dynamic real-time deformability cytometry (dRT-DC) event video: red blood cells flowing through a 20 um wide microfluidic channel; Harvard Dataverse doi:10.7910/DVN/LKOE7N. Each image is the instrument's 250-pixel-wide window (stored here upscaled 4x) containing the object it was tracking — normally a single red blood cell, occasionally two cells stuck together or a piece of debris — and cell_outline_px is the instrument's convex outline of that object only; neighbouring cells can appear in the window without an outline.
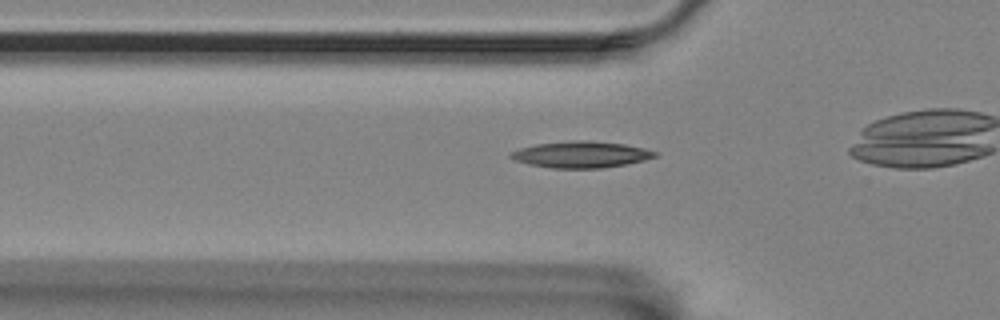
{"species": "Egyptian fruit bat (a non-hibernating species)", "species_latin": "Rousettus aegyptiacus", "temperature_condition": "room temperature", "stored_images_in_passage": 32, "camera_frame_rate_fps": 3000, "um_per_image_px": 0.085, "animal": {"sex": "female"}, "frame": {"image": 1, "passage_image": 6, "time_ms": 1.667, "image_size_px": [1000, 320], "cell_outline_px": [[660, 152], [656, 156], [644, 160], [628, 164], [600, 168], [552, 168], [528, 164], [516, 160], [508, 156], [512, 152], [520, 148], [536, 144], [576, 140], [588, 140], [624, 144], [644, 148]], "centroid_in_image_um": [49.42, 13.13], "position_along_channel_um": 76.4, "area_um2": 22.14}}
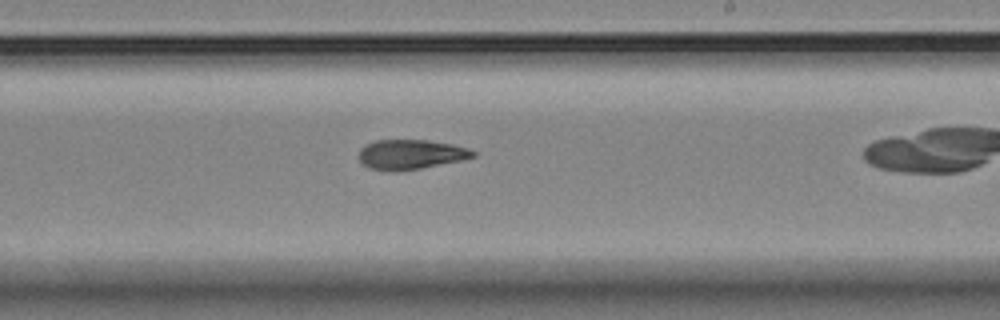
{"frame": {"image": 2, "passage_image": 21, "time_ms": 6.667, "image_size_px": [1000, 320], "cell_outline_px": [[476, 156], [460, 160], [420, 168], [388, 172], [368, 168], [360, 160], [360, 148], [364, 144], [376, 140], [428, 140], [452, 144], [468, 148], [476, 152]], "centroid_in_image_um": [34.88, 13.12], "position_along_channel_um": 254.1, "area_um2": 19.71}}
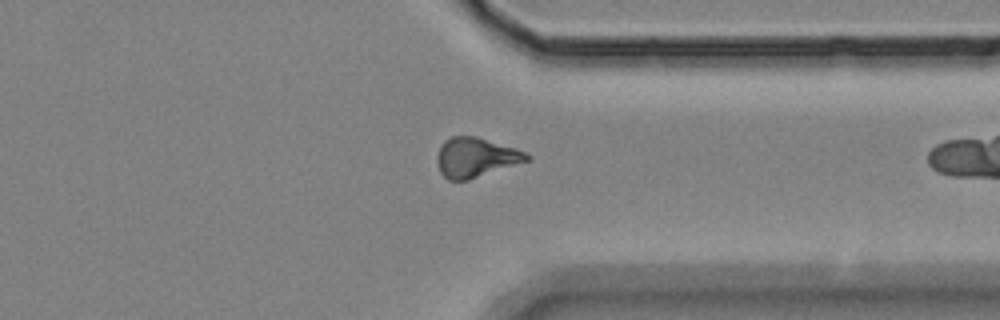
{"frame": {"image": 3, "passage_image": 31, "time_ms": 10.0, "image_size_px": [1000, 320], "cell_outline_px": [[532, 156], [528, 160], [468, 180], [448, 180], [440, 172], [436, 160], [436, 156], [440, 144], [444, 140], [452, 136], [476, 136], [516, 148]], "centroid_in_image_um": [40.39, 13.37], "position_along_channel_um": 371.0, "area_um2": 20.63}}